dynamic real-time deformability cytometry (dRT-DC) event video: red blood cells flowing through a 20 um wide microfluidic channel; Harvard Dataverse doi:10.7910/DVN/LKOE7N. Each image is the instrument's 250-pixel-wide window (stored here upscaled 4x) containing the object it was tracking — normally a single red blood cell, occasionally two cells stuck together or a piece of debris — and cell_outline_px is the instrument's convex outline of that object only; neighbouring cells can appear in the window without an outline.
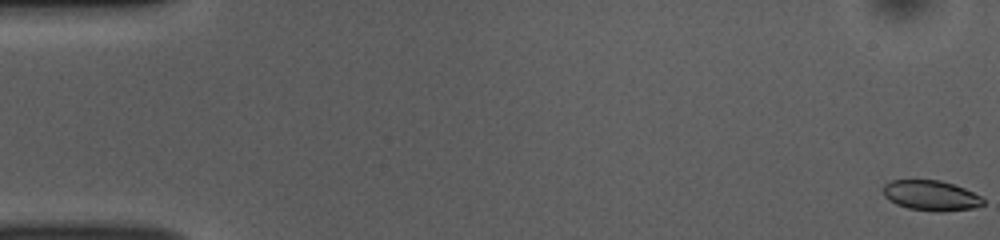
{"species": "common noctule bat (a hibernating species)", "species_latin": "Nyctalus noctula", "temperature_condition": "room temperature", "stored_images_in_passage": 53, "camera_frame_rate_fps": 3000, "um_per_image_px": 0.085, "animal": {"sex": "female", "body_mass_g": 10.0, "forearm_length_mm": 53.1}, "frame": {"image": 1, "passage_image": 1, "time_ms": 0.0, "image_size_px": [1000, 240], "cell_outline_px": [[984, 204], [972, 208], [944, 212], [932, 212], [908, 208], [896, 204], [884, 196], [880, 188], [884, 184], [892, 180], [940, 180], [964, 188], [980, 196], [984, 200]], "centroid_in_image_um": [79.09, 16.62], "position_along_channel_um": 5.9, "area_um2": 17.74}}
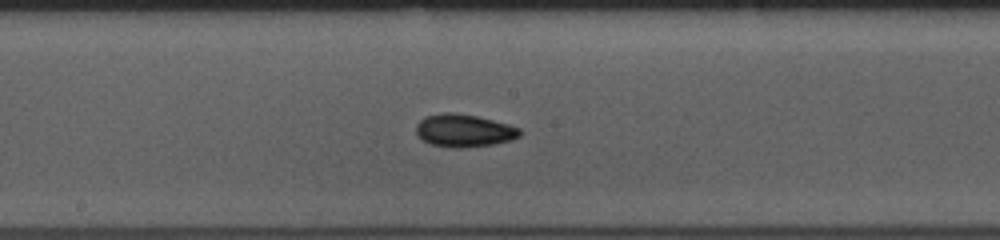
{"frame": {"image": 2, "passage_image": 28, "time_ms": 9.0, "image_size_px": [1000, 240], "cell_outline_px": [[524, 132], [520, 136], [512, 140], [492, 144], [460, 148], [452, 148], [432, 144], [424, 140], [416, 132], [416, 124], [424, 116], [444, 112], [452, 112], [476, 116], [508, 124], [520, 128]], "centroid_in_image_um": [39.46, 11.09], "position_along_channel_um": 208.7, "area_um2": 19.77}}
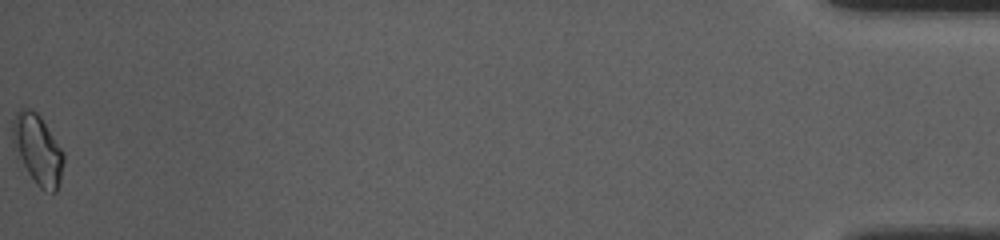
{"frame": {"image": 3, "passage_image": 53, "time_ms": 17.333, "image_size_px": [1000, 240], "cell_outline_px": [[64, 160], [60, 184], [56, 192], [52, 192], [40, 188], [36, 184], [28, 172], [12, 144], [12, 120], [16, 112], [20, 108], [32, 108], [40, 116], [64, 152]], "centroid_in_image_um": [3.21, 12.68], "position_along_channel_um": 432.0, "area_um2": 20.75}, "authors_computed_cell_mechanics": {"area_um2": 18.1492, "velocity_mm_per_s": 3.852, "shape_relaxation_time_tau1_ms": null, "shape_relaxation_time_tau2_ms": 3.6108, "deformation_change_tau1": null, "deformation_change_tau2": 0.0546}}